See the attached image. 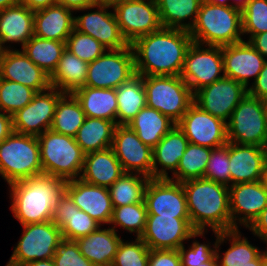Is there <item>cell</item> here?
Listing matches in <instances>:
<instances>
[{
	"label": "cell",
	"mask_w": 267,
	"mask_h": 266,
	"mask_svg": "<svg viewBox=\"0 0 267 266\" xmlns=\"http://www.w3.org/2000/svg\"><path fill=\"white\" fill-rule=\"evenodd\" d=\"M52 221L61 229L63 239L70 241L85 237L101 226L80 210L65 191L57 200Z\"/></svg>",
	"instance_id": "25"
},
{
	"label": "cell",
	"mask_w": 267,
	"mask_h": 266,
	"mask_svg": "<svg viewBox=\"0 0 267 266\" xmlns=\"http://www.w3.org/2000/svg\"><path fill=\"white\" fill-rule=\"evenodd\" d=\"M150 178L137 173H124L108 189L113 207L144 201L146 186Z\"/></svg>",
	"instance_id": "40"
},
{
	"label": "cell",
	"mask_w": 267,
	"mask_h": 266,
	"mask_svg": "<svg viewBox=\"0 0 267 266\" xmlns=\"http://www.w3.org/2000/svg\"><path fill=\"white\" fill-rule=\"evenodd\" d=\"M211 151V148L189 142L177 170L168 179L182 183L191 179L204 178Z\"/></svg>",
	"instance_id": "41"
},
{
	"label": "cell",
	"mask_w": 267,
	"mask_h": 266,
	"mask_svg": "<svg viewBox=\"0 0 267 266\" xmlns=\"http://www.w3.org/2000/svg\"><path fill=\"white\" fill-rule=\"evenodd\" d=\"M37 138L44 175L60 178L65 182L80 178L85 153L75 138L56 133L51 129Z\"/></svg>",
	"instance_id": "5"
},
{
	"label": "cell",
	"mask_w": 267,
	"mask_h": 266,
	"mask_svg": "<svg viewBox=\"0 0 267 266\" xmlns=\"http://www.w3.org/2000/svg\"><path fill=\"white\" fill-rule=\"evenodd\" d=\"M252 234L267 243V206L247 227Z\"/></svg>",
	"instance_id": "52"
},
{
	"label": "cell",
	"mask_w": 267,
	"mask_h": 266,
	"mask_svg": "<svg viewBox=\"0 0 267 266\" xmlns=\"http://www.w3.org/2000/svg\"><path fill=\"white\" fill-rule=\"evenodd\" d=\"M88 63L65 49L54 72L49 76L50 85L63 93H73L85 86Z\"/></svg>",
	"instance_id": "33"
},
{
	"label": "cell",
	"mask_w": 267,
	"mask_h": 266,
	"mask_svg": "<svg viewBox=\"0 0 267 266\" xmlns=\"http://www.w3.org/2000/svg\"><path fill=\"white\" fill-rule=\"evenodd\" d=\"M182 186L194 230H232L228 186L205 178L184 181Z\"/></svg>",
	"instance_id": "2"
},
{
	"label": "cell",
	"mask_w": 267,
	"mask_h": 266,
	"mask_svg": "<svg viewBox=\"0 0 267 266\" xmlns=\"http://www.w3.org/2000/svg\"><path fill=\"white\" fill-rule=\"evenodd\" d=\"M189 34L193 42L203 45L222 47L242 42V12L203 1Z\"/></svg>",
	"instance_id": "4"
},
{
	"label": "cell",
	"mask_w": 267,
	"mask_h": 266,
	"mask_svg": "<svg viewBox=\"0 0 267 266\" xmlns=\"http://www.w3.org/2000/svg\"><path fill=\"white\" fill-rule=\"evenodd\" d=\"M94 8L98 10L75 16L74 29L95 38L107 49L127 47L129 44L120 32L114 10L108 12L110 8L99 3Z\"/></svg>",
	"instance_id": "20"
},
{
	"label": "cell",
	"mask_w": 267,
	"mask_h": 266,
	"mask_svg": "<svg viewBox=\"0 0 267 266\" xmlns=\"http://www.w3.org/2000/svg\"><path fill=\"white\" fill-rule=\"evenodd\" d=\"M121 237L113 228L101 226L85 237L75 240L81 254L94 266H112Z\"/></svg>",
	"instance_id": "30"
},
{
	"label": "cell",
	"mask_w": 267,
	"mask_h": 266,
	"mask_svg": "<svg viewBox=\"0 0 267 266\" xmlns=\"http://www.w3.org/2000/svg\"><path fill=\"white\" fill-rule=\"evenodd\" d=\"M203 0H156L163 28L190 31ZM188 22H185L187 20Z\"/></svg>",
	"instance_id": "35"
},
{
	"label": "cell",
	"mask_w": 267,
	"mask_h": 266,
	"mask_svg": "<svg viewBox=\"0 0 267 266\" xmlns=\"http://www.w3.org/2000/svg\"><path fill=\"white\" fill-rule=\"evenodd\" d=\"M230 186L265 180L267 147L229 142Z\"/></svg>",
	"instance_id": "21"
},
{
	"label": "cell",
	"mask_w": 267,
	"mask_h": 266,
	"mask_svg": "<svg viewBox=\"0 0 267 266\" xmlns=\"http://www.w3.org/2000/svg\"><path fill=\"white\" fill-rule=\"evenodd\" d=\"M215 243L216 240L214 244H212V247L210 243L202 244L195 240L192 242L189 249H185L183 244L178 249L180 252L182 266H199L201 263L211 261L216 256Z\"/></svg>",
	"instance_id": "49"
},
{
	"label": "cell",
	"mask_w": 267,
	"mask_h": 266,
	"mask_svg": "<svg viewBox=\"0 0 267 266\" xmlns=\"http://www.w3.org/2000/svg\"><path fill=\"white\" fill-rule=\"evenodd\" d=\"M99 4L105 5L109 8L114 9L117 5L126 3L133 0H97Z\"/></svg>",
	"instance_id": "58"
},
{
	"label": "cell",
	"mask_w": 267,
	"mask_h": 266,
	"mask_svg": "<svg viewBox=\"0 0 267 266\" xmlns=\"http://www.w3.org/2000/svg\"><path fill=\"white\" fill-rule=\"evenodd\" d=\"M262 101H263V105H264L265 113H266V115H267V96H265V97L262 99Z\"/></svg>",
	"instance_id": "64"
},
{
	"label": "cell",
	"mask_w": 267,
	"mask_h": 266,
	"mask_svg": "<svg viewBox=\"0 0 267 266\" xmlns=\"http://www.w3.org/2000/svg\"><path fill=\"white\" fill-rule=\"evenodd\" d=\"M74 11L55 4L34 11V35L49 40L66 42L74 30Z\"/></svg>",
	"instance_id": "28"
},
{
	"label": "cell",
	"mask_w": 267,
	"mask_h": 266,
	"mask_svg": "<svg viewBox=\"0 0 267 266\" xmlns=\"http://www.w3.org/2000/svg\"><path fill=\"white\" fill-rule=\"evenodd\" d=\"M199 266H219V261L215 256L211 261L201 263Z\"/></svg>",
	"instance_id": "63"
},
{
	"label": "cell",
	"mask_w": 267,
	"mask_h": 266,
	"mask_svg": "<svg viewBox=\"0 0 267 266\" xmlns=\"http://www.w3.org/2000/svg\"><path fill=\"white\" fill-rule=\"evenodd\" d=\"M144 202L148 214L190 218L181 182L168 178H150L145 189Z\"/></svg>",
	"instance_id": "17"
},
{
	"label": "cell",
	"mask_w": 267,
	"mask_h": 266,
	"mask_svg": "<svg viewBox=\"0 0 267 266\" xmlns=\"http://www.w3.org/2000/svg\"><path fill=\"white\" fill-rule=\"evenodd\" d=\"M22 266H55L53 258L39 261H31Z\"/></svg>",
	"instance_id": "59"
},
{
	"label": "cell",
	"mask_w": 267,
	"mask_h": 266,
	"mask_svg": "<svg viewBox=\"0 0 267 266\" xmlns=\"http://www.w3.org/2000/svg\"><path fill=\"white\" fill-rule=\"evenodd\" d=\"M246 94L248 89L243 84L224 76L194 92L193 103L227 123Z\"/></svg>",
	"instance_id": "13"
},
{
	"label": "cell",
	"mask_w": 267,
	"mask_h": 266,
	"mask_svg": "<svg viewBox=\"0 0 267 266\" xmlns=\"http://www.w3.org/2000/svg\"><path fill=\"white\" fill-rule=\"evenodd\" d=\"M64 94L53 87L37 93L29 104L12 115L13 131L38 137L49 130L57 102Z\"/></svg>",
	"instance_id": "15"
},
{
	"label": "cell",
	"mask_w": 267,
	"mask_h": 266,
	"mask_svg": "<svg viewBox=\"0 0 267 266\" xmlns=\"http://www.w3.org/2000/svg\"><path fill=\"white\" fill-rule=\"evenodd\" d=\"M127 125L153 149L176 124L158 110L146 106Z\"/></svg>",
	"instance_id": "34"
},
{
	"label": "cell",
	"mask_w": 267,
	"mask_h": 266,
	"mask_svg": "<svg viewBox=\"0 0 267 266\" xmlns=\"http://www.w3.org/2000/svg\"><path fill=\"white\" fill-rule=\"evenodd\" d=\"M149 253V247L141 238L121 240L112 266H148Z\"/></svg>",
	"instance_id": "44"
},
{
	"label": "cell",
	"mask_w": 267,
	"mask_h": 266,
	"mask_svg": "<svg viewBox=\"0 0 267 266\" xmlns=\"http://www.w3.org/2000/svg\"><path fill=\"white\" fill-rule=\"evenodd\" d=\"M226 125L228 142L267 147V115L262 99L246 94Z\"/></svg>",
	"instance_id": "8"
},
{
	"label": "cell",
	"mask_w": 267,
	"mask_h": 266,
	"mask_svg": "<svg viewBox=\"0 0 267 266\" xmlns=\"http://www.w3.org/2000/svg\"><path fill=\"white\" fill-rule=\"evenodd\" d=\"M147 107L177 124L193 104L194 93L180 76H142Z\"/></svg>",
	"instance_id": "7"
},
{
	"label": "cell",
	"mask_w": 267,
	"mask_h": 266,
	"mask_svg": "<svg viewBox=\"0 0 267 266\" xmlns=\"http://www.w3.org/2000/svg\"><path fill=\"white\" fill-rule=\"evenodd\" d=\"M117 95V125H127L147 106L142 76L136 74L115 89Z\"/></svg>",
	"instance_id": "36"
},
{
	"label": "cell",
	"mask_w": 267,
	"mask_h": 266,
	"mask_svg": "<svg viewBox=\"0 0 267 266\" xmlns=\"http://www.w3.org/2000/svg\"><path fill=\"white\" fill-rule=\"evenodd\" d=\"M24 6L32 11H37L56 4V0H20Z\"/></svg>",
	"instance_id": "56"
},
{
	"label": "cell",
	"mask_w": 267,
	"mask_h": 266,
	"mask_svg": "<svg viewBox=\"0 0 267 266\" xmlns=\"http://www.w3.org/2000/svg\"><path fill=\"white\" fill-rule=\"evenodd\" d=\"M86 116L72 93H65L57 102L51 130L75 138Z\"/></svg>",
	"instance_id": "38"
},
{
	"label": "cell",
	"mask_w": 267,
	"mask_h": 266,
	"mask_svg": "<svg viewBox=\"0 0 267 266\" xmlns=\"http://www.w3.org/2000/svg\"><path fill=\"white\" fill-rule=\"evenodd\" d=\"M248 94L259 99L267 96V60L256 80L249 86Z\"/></svg>",
	"instance_id": "51"
},
{
	"label": "cell",
	"mask_w": 267,
	"mask_h": 266,
	"mask_svg": "<svg viewBox=\"0 0 267 266\" xmlns=\"http://www.w3.org/2000/svg\"><path fill=\"white\" fill-rule=\"evenodd\" d=\"M208 231L193 229L190 218L148 214L144 233L140 237L149 249L178 250L184 241L203 237Z\"/></svg>",
	"instance_id": "12"
},
{
	"label": "cell",
	"mask_w": 267,
	"mask_h": 266,
	"mask_svg": "<svg viewBox=\"0 0 267 266\" xmlns=\"http://www.w3.org/2000/svg\"><path fill=\"white\" fill-rule=\"evenodd\" d=\"M116 126L107 119L86 117L75 136L76 143L85 154L110 148Z\"/></svg>",
	"instance_id": "37"
},
{
	"label": "cell",
	"mask_w": 267,
	"mask_h": 266,
	"mask_svg": "<svg viewBox=\"0 0 267 266\" xmlns=\"http://www.w3.org/2000/svg\"><path fill=\"white\" fill-rule=\"evenodd\" d=\"M42 174L36 136L13 131L0 143V175L8 185Z\"/></svg>",
	"instance_id": "6"
},
{
	"label": "cell",
	"mask_w": 267,
	"mask_h": 266,
	"mask_svg": "<svg viewBox=\"0 0 267 266\" xmlns=\"http://www.w3.org/2000/svg\"><path fill=\"white\" fill-rule=\"evenodd\" d=\"M248 42L267 60V31L252 36Z\"/></svg>",
	"instance_id": "54"
},
{
	"label": "cell",
	"mask_w": 267,
	"mask_h": 266,
	"mask_svg": "<svg viewBox=\"0 0 267 266\" xmlns=\"http://www.w3.org/2000/svg\"><path fill=\"white\" fill-rule=\"evenodd\" d=\"M136 75L131 44L121 49H107L88 63L85 86L116 89Z\"/></svg>",
	"instance_id": "10"
},
{
	"label": "cell",
	"mask_w": 267,
	"mask_h": 266,
	"mask_svg": "<svg viewBox=\"0 0 267 266\" xmlns=\"http://www.w3.org/2000/svg\"><path fill=\"white\" fill-rule=\"evenodd\" d=\"M229 142L212 148L204 178L230 186Z\"/></svg>",
	"instance_id": "47"
},
{
	"label": "cell",
	"mask_w": 267,
	"mask_h": 266,
	"mask_svg": "<svg viewBox=\"0 0 267 266\" xmlns=\"http://www.w3.org/2000/svg\"><path fill=\"white\" fill-rule=\"evenodd\" d=\"M64 185L63 179L44 174L10 184V209L14 218L20 225L52 220Z\"/></svg>",
	"instance_id": "3"
},
{
	"label": "cell",
	"mask_w": 267,
	"mask_h": 266,
	"mask_svg": "<svg viewBox=\"0 0 267 266\" xmlns=\"http://www.w3.org/2000/svg\"><path fill=\"white\" fill-rule=\"evenodd\" d=\"M36 94L25 85L0 78V111L12 116L29 104Z\"/></svg>",
	"instance_id": "43"
},
{
	"label": "cell",
	"mask_w": 267,
	"mask_h": 266,
	"mask_svg": "<svg viewBox=\"0 0 267 266\" xmlns=\"http://www.w3.org/2000/svg\"><path fill=\"white\" fill-rule=\"evenodd\" d=\"M13 132L12 116L0 111V143Z\"/></svg>",
	"instance_id": "55"
},
{
	"label": "cell",
	"mask_w": 267,
	"mask_h": 266,
	"mask_svg": "<svg viewBox=\"0 0 267 266\" xmlns=\"http://www.w3.org/2000/svg\"><path fill=\"white\" fill-rule=\"evenodd\" d=\"M65 49L66 42L43 39L35 35L21 48L25 55L49 76L56 69Z\"/></svg>",
	"instance_id": "39"
},
{
	"label": "cell",
	"mask_w": 267,
	"mask_h": 266,
	"mask_svg": "<svg viewBox=\"0 0 267 266\" xmlns=\"http://www.w3.org/2000/svg\"><path fill=\"white\" fill-rule=\"evenodd\" d=\"M224 74L247 89L263 69L266 59L247 41L222 46Z\"/></svg>",
	"instance_id": "23"
},
{
	"label": "cell",
	"mask_w": 267,
	"mask_h": 266,
	"mask_svg": "<svg viewBox=\"0 0 267 266\" xmlns=\"http://www.w3.org/2000/svg\"><path fill=\"white\" fill-rule=\"evenodd\" d=\"M66 49L87 63L93 62L107 50L95 38L76 29L67 38Z\"/></svg>",
	"instance_id": "45"
},
{
	"label": "cell",
	"mask_w": 267,
	"mask_h": 266,
	"mask_svg": "<svg viewBox=\"0 0 267 266\" xmlns=\"http://www.w3.org/2000/svg\"><path fill=\"white\" fill-rule=\"evenodd\" d=\"M190 143L207 148L226 144V122L192 104L176 124Z\"/></svg>",
	"instance_id": "16"
},
{
	"label": "cell",
	"mask_w": 267,
	"mask_h": 266,
	"mask_svg": "<svg viewBox=\"0 0 267 266\" xmlns=\"http://www.w3.org/2000/svg\"><path fill=\"white\" fill-rule=\"evenodd\" d=\"M148 266H182L179 250L150 249Z\"/></svg>",
	"instance_id": "50"
},
{
	"label": "cell",
	"mask_w": 267,
	"mask_h": 266,
	"mask_svg": "<svg viewBox=\"0 0 267 266\" xmlns=\"http://www.w3.org/2000/svg\"><path fill=\"white\" fill-rule=\"evenodd\" d=\"M229 201L232 230L239 229V225L247 228L267 206L265 180L229 186Z\"/></svg>",
	"instance_id": "18"
},
{
	"label": "cell",
	"mask_w": 267,
	"mask_h": 266,
	"mask_svg": "<svg viewBox=\"0 0 267 266\" xmlns=\"http://www.w3.org/2000/svg\"><path fill=\"white\" fill-rule=\"evenodd\" d=\"M213 234L216 235L215 249L219 266H244L250 264V261L255 260L263 252L253 246L246 237H243L239 229L224 232L213 231ZM227 241L231 246L222 256L219 254V246Z\"/></svg>",
	"instance_id": "32"
},
{
	"label": "cell",
	"mask_w": 267,
	"mask_h": 266,
	"mask_svg": "<svg viewBox=\"0 0 267 266\" xmlns=\"http://www.w3.org/2000/svg\"><path fill=\"white\" fill-rule=\"evenodd\" d=\"M34 11L22 3L0 10V43L5 50H12L7 43L21 44V48L34 36Z\"/></svg>",
	"instance_id": "26"
},
{
	"label": "cell",
	"mask_w": 267,
	"mask_h": 266,
	"mask_svg": "<svg viewBox=\"0 0 267 266\" xmlns=\"http://www.w3.org/2000/svg\"><path fill=\"white\" fill-rule=\"evenodd\" d=\"M20 0H0V10L16 5Z\"/></svg>",
	"instance_id": "60"
},
{
	"label": "cell",
	"mask_w": 267,
	"mask_h": 266,
	"mask_svg": "<svg viewBox=\"0 0 267 266\" xmlns=\"http://www.w3.org/2000/svg\"><path fill=\"white\" fill-rule=\"evenodd\" d=\"M233 1L235 4L231 2L232 7L242 11L250 0H233Z\"/></svg>",
	"instance_id": "61"
},
{
	"label": "cell",
	"mask_w": 267,
	"mask_h": 266,
	"mask_svg": "<svg viewBox=\"0 0 267 266\" xmlns=\"http://www.w3.org/2000/svg\"><path fill=\"white\" fill-rule=\"evenodd\" d=\"M112 10L128 44L162 28L156 0H133L119 4Z\"/></svg>",
	"instance_id": "14"
},
{
	"label": "cell",
	"mask_w": 267,
	"mask_h": 266,
	"mask_svg": "<svg viewBox=\"0 0 267 266\" xmlns=\"http://www.w3.org/2000/svg\"><path fill=\"white\" fill-rule=\"evenodd\" d=\"M241 12L243 35L250 39L267 31V0H250Z\"/></svg>",
	"instance_id": "46"
},
{
	"label": "cell",
	"mask_w": 267,
	"mask_h": 266,
	"mask_svg": "<svg viewBox=\"0 0 267 266\" xmlns=\"http://www.w3.org/2000/svg\"><path fill=\"white\" fill-rule=\"evenodd\" d=\"M147 209L145 202L133 203L130 205L113 207L110 224L115 231L116 226L125 229L126 232L135 233L140 238L144 233L147 221Z\"/></svg>",
	"instance_id": "42"
},
{
	"label": "cell",
	"mask_w": 267,
	"mask_h": 266,
	"mask_svg": "<svg viewBox=\"0 0 267 266\" xmlns=\"http://www.w3.org/2000/svg\"><path fill=\"white\" fill-rule=\"evenodd\" d=\"M203 1L210 3V4H214V5L231 6L232 7V3H230V1L228 2V0H203Z\"/></svg>",
	"instance_id": "62"
},
{
	"label": "cell",
	"mask_w": 267,
	"mask_h": 266,
	"mask_svg": "<svg viewBox=\"0 0 267 266\" xmlns=\"http://www.w3.org/2000/svg\"><path fill=\"white\" fill-rule=\"evenodd\" d=\"M224 76L222 47L192 42L180 75L191 91L194 93Z\"/></svg>",
	"instance_id": "11"
},
{
	"label": "cell",
	"mask_w": 267,
	"mask_h": 266,
	"mask_svg": "<svg viewBox=\"0 0 267 266\" xmlns=\"http://www.w3.org/2000/svg\"><path fill=\"white\" fill-rule=\"evenodd\" d=\"M267 265V250L263 251L255 260L250 261V264L244 266H266Z\"/></svg>",
	"instance_id": "57"
},
{
	"label": "cell",
	"mask_w": 267,
	"mask_h": 266,
	"mask_svg": "<svg viewBox=\"0 0 267 266\" xmlns=\"http://www.w3.org/2000/svg\"><path fill=\"white\" fill-rule=\"evenodd\" d=\"M4 52H5V49L1 46V43H0V62H1V59L3 58Z\"/></svg>",
	"instance_id": "65"
},
{
	"label": "cell",
	"mask_w": 267,
	"mask_h": 266,
	"mask_svg": "<svg viewBox=\"0 0 267 266\" xmlns=\"http://www.w3.org/2000/svg\"><path fill=\"white\" fill-rule=\"evenodd\" d=\"M265 182L267 184V172H266V175H265Z\"/></svg>",
	"instance_id": "66"
},
{
	"label": "cell",
	"mask_w": 267,
	"mask_h": 266,
	"mask_svg": "<svg viewBox=\"0 0 267 266\" xmlns=\"http://www.w3.org/2000/svg\"><path fill=\"white\" fill-rule=\"evenodd\" d=\"M53 261L55 266H94L81 254L75 241L65 239L57 245Z\"/></svg>",
	"instance_id": "48"
},
{
	"label": "cell",
	"mask_w": 267,
	"mask_h": 266,
	"mask_svg": "<svg viewBox=\"0 0 267 266\" xmlns=\"http://www.w3.org/2000/svg\"><path fill=\"white\" fill-rule=\"evenodd\" d=\"M124 173L121 163L110 147L85 154L80 179L91 185L109 188Z\"/></svg>",
	"instance_id": "29"
},
{
	"label": "cell",
	"mask_w": 267,
	"mask_h": 266,
	"mask_svg": "<svg viewBox=\"0 0 267 266\" xmlns=\"http://www.w3.org/2000/svg\"><path fill=\"white\" fill-rule=\"evenodd\" d=\"M80 102L86 117L107 119L117 125V95L115 89L83 86L72 93Z\"/></svg>",
	"instance_id": "31"
},
{
	"label": "cell",
	"mask_w": 267,
	"mask_h": 266,
	"mask_svg": "<svg viewBox=\"0 0 267 266\" xmlns=\"http://www.w3.org/2000/svg\"><path fill=\"white\" fill-rule=\"evenodd\" d=\"M64 191L80 210L87 213L101 226L110 225L113 206L107 187L91 185L79 178L66 181Z\"/></svg>",
	"instance_id": "22"
},
{
	"label": "cell",
	"mask_w": 267,
	"mask_h": 266,
	"mask_svg": "<svg viewBox=\"0 0 267 266\" xmlns=\"http://www.w3.org/2000/svg\"><path fill=\"white\" fill-rule=\"evenodd\" d=\"M111 148L125 173L152 178V149L128 125L116 126Z\"/></svg>",
	"instance_id": "19"
},
{
	"label": "cell",
	"mask_w": 267,
	"mask_h": 266,
	"mask_svg": "<svg viewBox=\"0 0 267 266\" xmlns=\"http://www.w3.org/2000/svg\"><path fill=\"white\" fill-rule=\"evenodd\" d=\"M188 144L182 130L174 125L152 149V178H168L167 170L173 174Z\"/></svg>",
	"instance_id": "27"
},
{
	"label": "cell",
	"mask_w": 267,
	"mask_h": 266,
	"mask_svg": "<svg viewBox=\"0 0 267 266\" xmlns=\"http://www.w3.org/2000/svg\"><path fill=\"white\" fill-rule=\"evenodd\" d=\"M97 0H56V4L69 8L73 11H90L94 10Z\"/></svg>",
	"instance_id": "53"
},
{
	"label": "cell",
	"mask_w": 267,
	"mask_h": 266,
	"mask_svg": "<svg viewBox=\"0 0 267 266\" xmlns=\"http://www.w3.org/2000/svg\"><path fill=\"white\" fill-rule=\"evenodd\" d=\"M0 78L18 82L37 93L51 87L49 75L17 48L5 50L0 62Z\"/></svg>",
	"instance_id": "24"
},
{
	"label": "cell",
	"mask_w": 267,
	"mask_h": 266,
	"mask_svg": "<svg viewBox=\"0 0 267 266\" xmlns=\"http://www.w3.org/2000/svg\"><path fill=\"white\" fill-rule=\"evenodd\" d=\"M21 226V239L6 266H22L31 261L53 258L57 245L63 240L61 229L52 220Z\"/></svg>",
	"instance_id": "9"
},
{
	"label": "cell",
	"mask_w": 267,
	"mask_h": 266,
	"mask_svg": "<svg viewBox=\"0 0 267 266\" xmlns=\"http://www.w3.org/2000/svg\"><path fill=\"white\" fill-rule=\"evenodd\" d=\"M189 31L173 28L137 38L132 44L135 71L141 76H180L192 43Z\"/></svg>",
	"instance_id": "1"
}]
</instances>
